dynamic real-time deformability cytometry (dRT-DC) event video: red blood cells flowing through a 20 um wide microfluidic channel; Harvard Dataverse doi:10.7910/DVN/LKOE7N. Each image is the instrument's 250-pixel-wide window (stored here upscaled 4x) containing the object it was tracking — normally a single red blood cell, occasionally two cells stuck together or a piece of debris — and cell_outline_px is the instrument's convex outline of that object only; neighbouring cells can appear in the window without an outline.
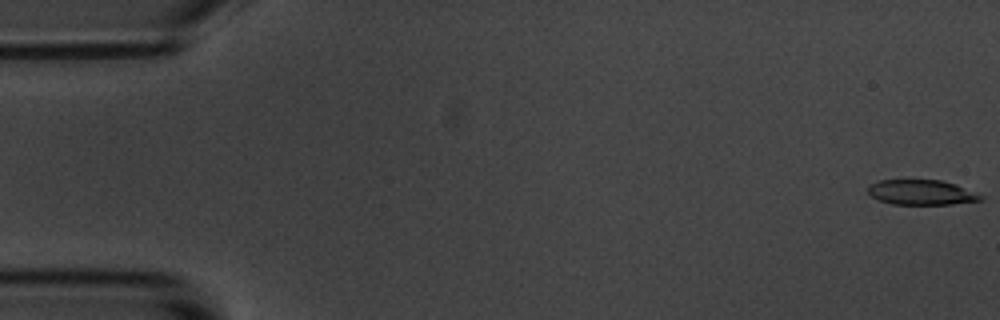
{"species": "common noctule bat (a hibernating species)", "species_latin": "Nyctalus noctula", "temperature_condition": "room temperature", "stored_images_in_passage": 56, "camera_frame_rate_fps": 3000, "um_per_image_px": 0.085, "animal": {"sex": "male", "body_mass_g": 20.1, "forearm_length_mm": 53.5}, "frame": {"image": 1, "passage_image": 1, "time_ms": 0.0, "image_size_px": [1000, 320], "cell_outline_px": [[984, 200], [952, 204], [892, 204], [880, 200], [872, 196], [868, 192], [868, 184], [880, 180], [940, 180], [956, 184], [976, 192], [984, 196]], "centroid_in_image_um": [78.35, 16.35], "position_along_channel_um": 6.6, "area_um2": 16.47}}
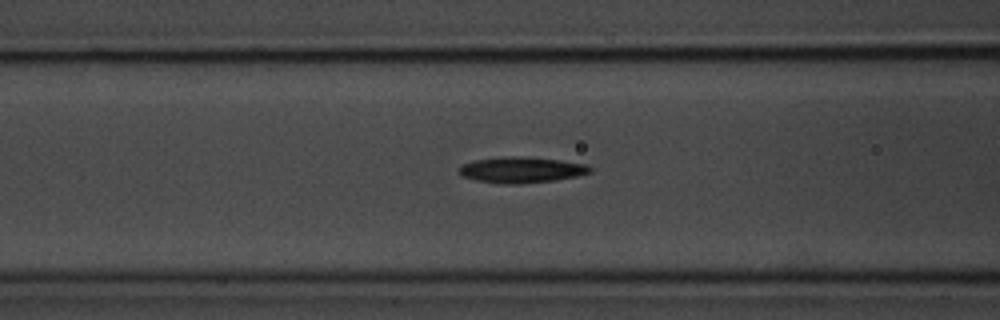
{"frame": {"image": 2, "passage_image": 22, "time_ms": 7.0, "image_size_px": [1000, 320], "cell_outline_px": [[592, 172], [576, 176], [556, 180], [520, 184], [508, 184], [476, 180], [460, 176], [456, 172], [456, 168], [460, 164], [476, 160], [504, 156], [520, 156], [556, 160], [588, 164], [592, 168]], "centroid_in_image_um": [44.26, 14.44], "position_along_channel_um": 122.3, "area_um2": 19.94}}
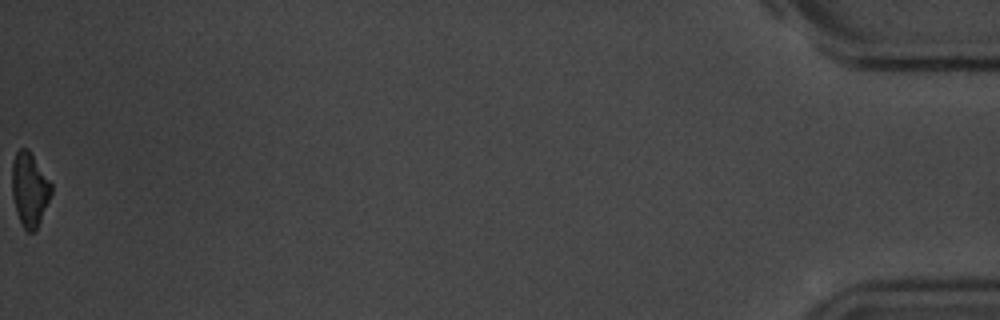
{"frame": {"image": 3, "passage_image": 56, "time_ms": 18.333, "image_size_px": [1000, 320], "cell_outline_px": [[52, 192], [36, 232], [28, 232], [24, 228], [16, 212], [12, 196], [12, 160], [16, 152], [20, 148], [28, 148], [52, 184]], "centroid_in_image_um": [2.51, 16.1], "position_along_channel_um": 432.7, "area_um2": 16.99}, "authors_computed_cell_mechanics": {"area_um2": 18.5538, "velocity_mm_per_s": 3.6344, "shape_relaxation_time_tau1_ms": 4.5659, "shape_relaxation_time_tau2_ms": null, "deformation_change_tau1": 0.1301, "deformation_change_tau2": null}}